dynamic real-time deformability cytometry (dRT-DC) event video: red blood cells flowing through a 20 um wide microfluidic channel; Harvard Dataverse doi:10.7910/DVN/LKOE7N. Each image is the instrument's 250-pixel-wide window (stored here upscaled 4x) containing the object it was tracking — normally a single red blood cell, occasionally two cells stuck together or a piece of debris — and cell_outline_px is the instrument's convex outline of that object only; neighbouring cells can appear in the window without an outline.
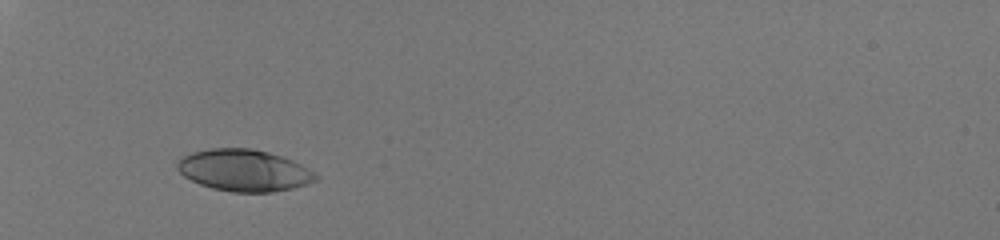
{"species": "human", "species_latin": "Homo sapiens", "temperature_condition": "room temperature", "stored_images_in_passage": 28, "camera_frame_rate_fps": 3000, "um_per_image_px": 0.085, "donor": {"sex": "male"}, "frame": {"image": 1, "passage_image": 1, "time_ms": 0.0, "image_size_px": [1000, 240], "cell_outline_px": [[320, 176], [316, 180], [308, 184], [292, 188], [272, 192], [232, 192], [212, 188], [200, 184], [184, 176], [176, 168], [176, 164], [184, 156], [192, 152], [208, 148], [248, 148], [268, 152], [292, 160], [308, 168]], "centroid_in_image_um": [20.75, 14.48], "position_along_channel_um": 64.3, "area_um2": 33.58}}
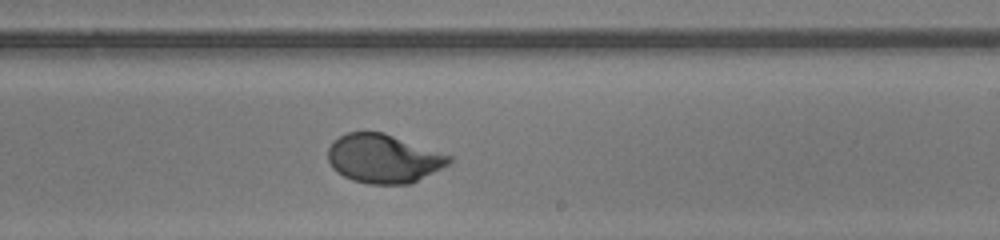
{"frame": {"image": 2, "passage_image": 17, "time_ms": 5.333, "image_size_px": [1000, 240], "cell_outline_px": [[452, 160], [448, 164], [408, 184], [368, 184], [352, 180], [336, 172], [332, 168], [328, 160], [328, 148], [340, 136], [348, 132], [384, 132], [452, 156]], "centroid_in_image_um": [32.56, 13.48], "position_along_channel_um": 256.4, "area_um2": 34.04}}
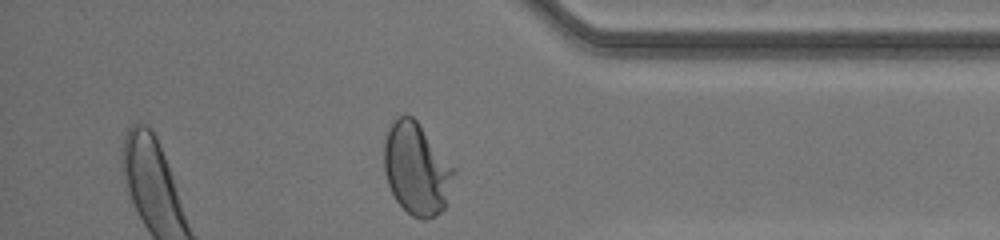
{"frame": {"image": 3, "passage_image": 28, "time_ms": 9.0, "image_size_px": [1000, 240], "cell_outline_px": [[456, 172], [448, 204], [436, 216], [428, 220], [424, 220], [412, 216], [396, 200], [388, 184], [384, 172], [384, 140], [388, 128], [392, 120], [396, 116], [412, 116], [416, 120], [456, 168]], "centroid_in_image_um": [35.43, 14.37], "position_along_channel_um": 399.8, "area_um2": 37.92}, "authors_computed_cell_mechanics": {"area_um2": 34.2176, "velocity_mm_per_s": 4.0675, "shape_relaxation_time_tau1_ms": 3.0389, "shape_relaxation_time_tau2_ms": null, "deformation_change_tau1": 0.1949, "deformation_change_tau2": null}}